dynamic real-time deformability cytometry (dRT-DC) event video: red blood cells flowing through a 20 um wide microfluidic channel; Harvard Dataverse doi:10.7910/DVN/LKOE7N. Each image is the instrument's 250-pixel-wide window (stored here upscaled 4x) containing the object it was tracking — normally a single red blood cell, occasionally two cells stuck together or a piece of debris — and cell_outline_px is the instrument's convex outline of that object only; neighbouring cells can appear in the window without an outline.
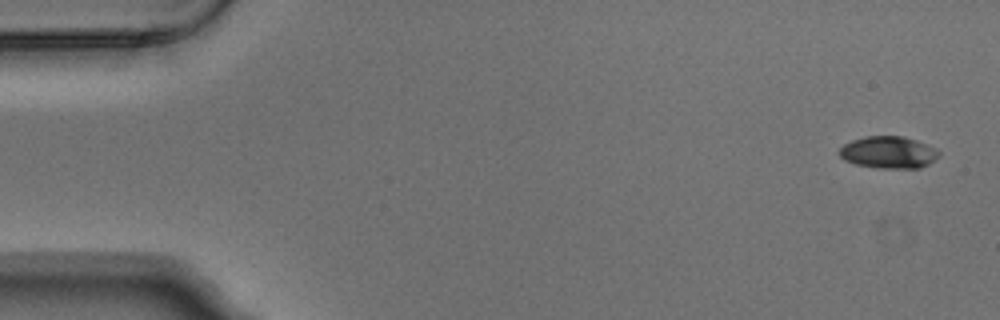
{"species": "Egyptian fruit bat (a non-hibernating species)", "species_latin": "Rousettus aegyptiacus", "temperature_condition": "warm", "stored_images_in_passage": 4, "camera_frame_rate_fps": 3000, "um_per_image_px": 0.085, "animal": {"sex": "male"}, "frame": {"image": 1, "passage_image": 1, "time_ms": 0.0, "image_size_px": [1000, 320], "cell_outline_px": [[940, 156], [928, 164], [920, 168], [880, 168], [856, 164], [844, 160], [840, 156], [840, 148], [844, 144], [852, 140], [864, 136], [904, 136], [916, 140], [936, 148], [940, 152]], "centroid_in_image_um": [75.54, 12.94], "position_along_channel_um": 9.5, "area_um2": 18.61}}
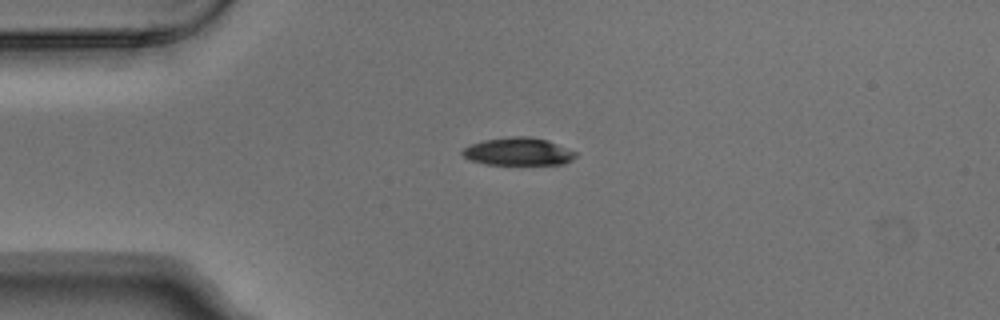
{"frame": {"image": 2, "passage_image": 4, "time_ms": 1.0, "image_size_px": [1000, 320], "cell_outline_px": [[576, 156], [572, 160], [564, 164], [488, 164], [472, 160], [464, 156], [460, 152], [464, 148], [472, 144], [484, 140], [512, 136], [528, 136], [548, 140], [576, 152]], "centroid_in_image_um": [44.07, 12.88], "position_along_channel_um": 40.9, "area_um2": 18.09}}